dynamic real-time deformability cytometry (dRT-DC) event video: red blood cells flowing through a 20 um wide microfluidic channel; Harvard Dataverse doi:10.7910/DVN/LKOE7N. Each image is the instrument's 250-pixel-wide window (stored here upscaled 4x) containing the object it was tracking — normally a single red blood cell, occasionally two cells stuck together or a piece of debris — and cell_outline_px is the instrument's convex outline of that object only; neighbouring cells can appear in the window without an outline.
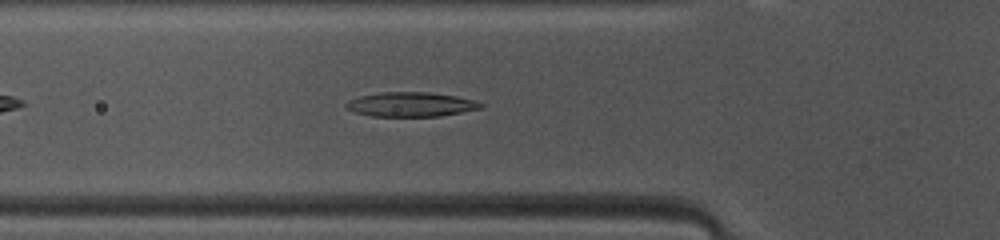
{"species": "common noctule bat (a hibernating species)", "species_latin": "Nyctalus noctula", "temperature_condition": "warm", "stored_images_in_passage": 39, "camera_frame_rate_fps": 3000, "um_per_image_px": 0.085, "animal": {"sex": "female", "body_mass_g": 10.0, "forearm_length_mm": 53.1}, "frame": {"image": 1, "passage_image": 7, "time_ms": 2.0, "image_size_px": [1000, 240], "cell_outline_px": [[484, 104], [480, 108], [440, 116], [372, 116], [356, 112], [344, 108], [344, 104], [348, 100], [360, 96], [380, 92], [428, 92], [456, 96], [472, 100]], "centroid_in_image_um": [34.86, 8.87], "position_along_channel_um": 90.9, "area_um2": 19.02}}
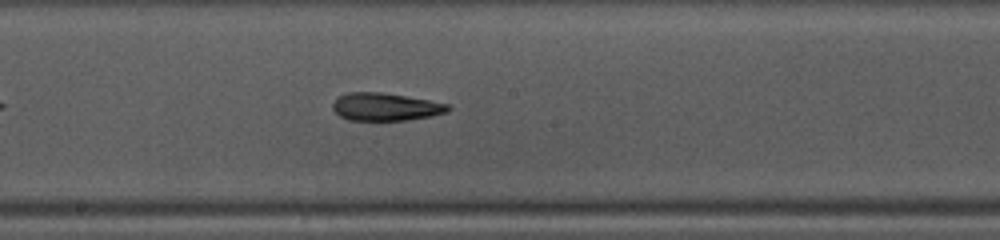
{"frame": {"image": 2, "passage_image": 16, "time_ms": 5.0, "image_size_px": [1000, 240], "cell_outline_px": [[452, 108], [448, 112], [432, 116], [408, 120], [348, 120], [340, 116], [332, 108], [332, 104], [340, 96], [348, 92], [380, 92], [452, 104]], "centroid_in_image_um": [32.82, 9.09], "position_along_channel_um": 215.4, "area_um2": 18.67}}
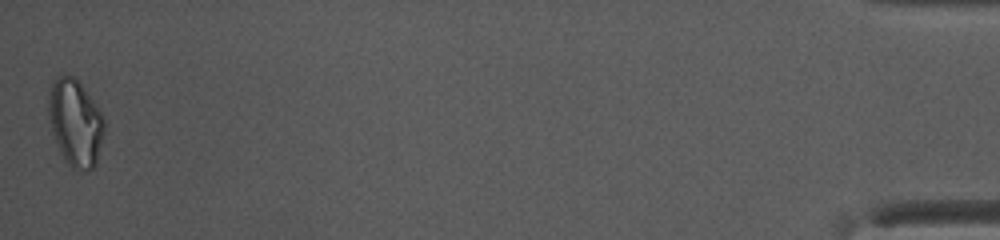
{"frame": {"image": 3, "passage_image": 39, "time_ms": 12.667, "image_size_px": [1000, 240], "cell_outline_px": [[104, 132], [96, 164], [92, 168], [80, 172], [72, 168], [64, 160], [52, 132], [48, 116], [48, 100], [52, 84], [56, 76], [72, 76], [80, 84], [92, 100], [100, 112], [104, 120]], "centroid_in_image_um": [6.39, 10.48], "position_along_channel_um": 428.8, "area_um2": 27.8}, "authors_computed_cell_mechanics": {"area_um2": 19.4786, "velocity_mm_per_s": 4.11, "shape_relaxation_time_tau1_ms": 6.3594, "shape_relaxation_time_tau2_ms": 4.7212, "deformation_change_tau1": 0.1876, "deformation_change_tau2": 0.1133}}